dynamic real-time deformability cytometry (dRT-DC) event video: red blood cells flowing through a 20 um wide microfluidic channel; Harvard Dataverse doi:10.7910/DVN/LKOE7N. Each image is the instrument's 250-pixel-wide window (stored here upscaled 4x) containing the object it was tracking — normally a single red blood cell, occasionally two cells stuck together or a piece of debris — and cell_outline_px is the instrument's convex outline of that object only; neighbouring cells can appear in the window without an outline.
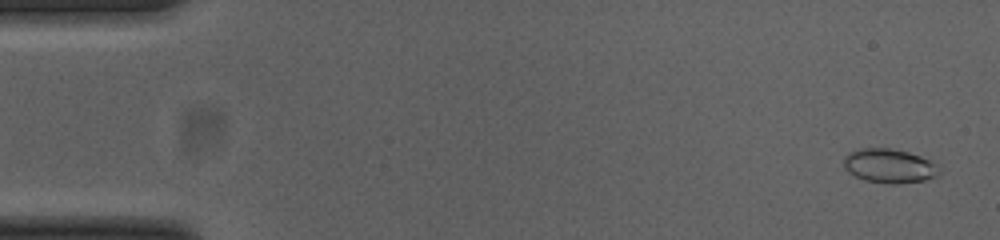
{"species": "common noctule bat (a hibernating species)", "species_latin": "Nyctalus noctula", "temperature_condition": "cold", "stored_images_in_passage": 52, "camera_frame_rate_fps": 3000, "um_per_image_px": 0.085, "animal": {"sex": "female", "body_mass_g": 23.0, "forearm_length_mm": 53.4}, "frame": {"image": 1, "passage_image": 2, "time_ms": 0.333, "image_size_px": [1000, 240], "cell_outline_px": [[940, 172], [936, 176], [924, 180], [896, 184], [888, 184], [864, 180], [848, 172], [844, 168], [844, 156], [848, 152], [860, 148], [888, 148], [908, 152], [920, 156], [928, 160]], "centroid_in_image_um": [75.52, 14.1], "position_along_channel_um": 9.5, "area_um2": 18.79}}
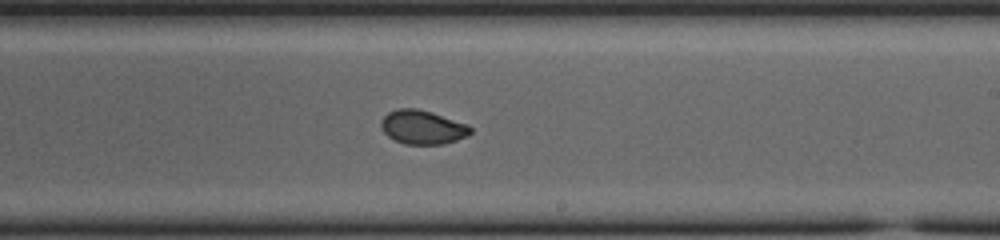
{"frame": {"image": 2, "passage_image": 31, "time_ms": 10.0, "image_size_px": [1000, 240], "cell_outline_px": [[472, 132], [468, 136], [444, 144], [404, 144], [388, 136], [384, 132], [380, 124], [380, 120], [388, 112], [396, 108], [416, 108], [432, 112], [468, 124], [472, 128]], "centroid_in_image_um": [35.92, 10.8], "position_along_channel_um": 253.1, "area_um2": 17.8}}
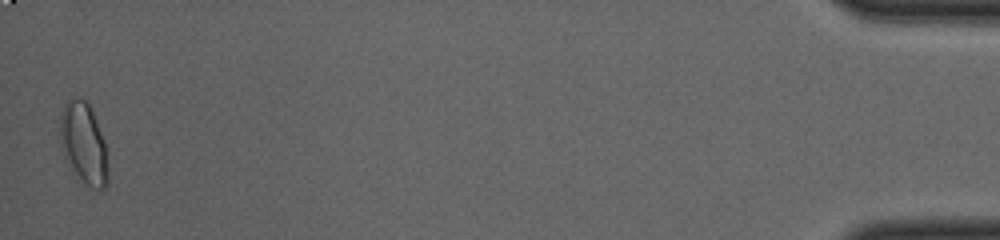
{"frame": {"image": 3, "passage_image": 52, "time_ms": 17.0, "image_size_px": [1000, 240], "cell_outline_px": [[108, 180], [104, 188], [92, 188], [76, 172], [64, 156], [60, 148], [60, 112], [64, 104], [76, 96], [80, 96], [88, 100], [100, 132], [104, 144], [108, 168]], "centroid_in_image_um": [7.09, 12.1], "position_along_channel_um": 428.1, "area_um2": 22.25}, "authors_computed_cell_mechanics": {"area_um2": 18.0914, "velocity_mm_per_s": 3.8619, "shape_relaxation_time_tau1_ms": 7.5905, "shape_relaxation_time_tau2_ms": 0.9586, "deformation_change_tau1": 0.1472, "deformation_change_tau2": 0.0431}}